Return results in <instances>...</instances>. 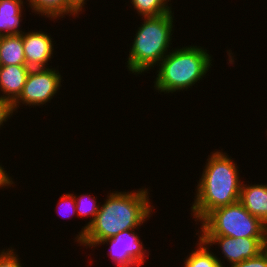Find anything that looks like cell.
Wrapping results in <instances>:
<instances>
[{"label": "cell", "mask_w": 267, "mask_h": 267, "mask_svg": "<svg viewBox=\"0 0 267 267\" xmlns=\"http://www.w3.org/2000/svg\"><path fill=\"white\" fill-rule=\"evenodd\" d=\"M148 188H140L131 192H110L93 223L86 229L79 242L85 247H96L105 239L130 229H139L153 213Z\"/></svg>", "instance_id": "cell-1"}, {"label": "cell", "mask_w": 267, "mask_h": 267, "mask_svg": "<svg viewBox=\"0 0 267 267\" xmlns=\"http://www.w3.org/2000/svg\"><path fill=\"white\" fill-rule=\"evenodd\" d=\"M228 154L214 151L207 159L197 184L191 215L200 222L212 210L237 203L242 181L237 164Z\"/></svg>", "instance_id": "cell-2"}, {"label": "cell", "mask_w": 267, "mask_h": 267, "mask_svg": "<svg viewBox=\"0 0 267 267\" xmlns=\"http://www.w3.org/2000/svg\"><path fill=\"white\" fill-rule=\"evenodd\" d=\"M169 51L157 68L154 89L158 93L187 90L203 79L212 66V56L201 46L189 45Z\"/></svg>", "instance_id": "cell-3"}, {"label": "cell", "mask_w": 267, "mask_h": 267, "mask_svg": "<svg viewBox=\"0 0 267 267\" xmlns=\"http://www.w3.org/2000/svg\"><path fill=\"white\" fill-rule=\"evenodd\" d=\"M174 12L155 17H144V22L135 34L134 41L127 58V69L136 74L144 73L169 53L171 45Z\"/></svg>", "instance_id": "cell-4"}, {"label": "cell", "mask_w": 267, "mask_h": 267, "mask_svg": "<svg viewBox=\"0 0 267 267\" xmlns=\"http://www.w3.org/2000/svg\"><path fill=\"white\" fill-rule=\"evenodd\" d=\"M200 224V233H196L198 236L267 238V226L251 215L239 201L212 210Z\"/></svg>", "instance_id": "cell-5"}, {"label": "cell", "mask_w": 267, "mask_h": 267, "mask_svg": "<svg viewBox=\"0 0 267 267\" xmlns=\"http://www.w3.org/2000/svg\"><path fill=\"white\" fill-rule=\"evenodd\" d=\"M62 77L58 69H50L48 66L31 69L21 95L13 103L14 111L22 104L40 106L49 102L61 88Z\"/></svg>", "instance_id": "cell-6"}, {"label": "cell", "mask_w": 267, "mask_h": 267, "mask_svg": "<svg viewBox=\"0 0 267 267\" xmlns=\"http://www.w3.org/2000/svg\"><path fill=\"white\" fill-rule=\"evenodd\" d=\"M134 230L122 231L112 238L100 241L96 247L106 243L108 245L109 242L108 255L118 267H140L145 263L148 252L144 249L140 236Z\"/></svg>", "instance_id": "cell-7"}, {"label": "cell", "mask_w": 267, "mask_h": 267, "mask_svg": "<svg viewBox=\"0 0 267 267\" xmlns=\"http://www.w3.org/2000/svg\"><path fill=\"white\" fill-rule=\"evenodd\" d=\"M209 247L218 244L223 257L232 265L256 257L267 247V238H232L229 236H198Z\"/></svg>", "instance_id": "cell-8"}, {"label": "cell", "mask_w": 267, "mask_h": 267, "mask_svg": "<svg viewBox=\"0 0 267 267\" xmlns=\"http://www.w3.org/2000/svg\"><path fill=\"white\" fill-rule=\"evenodd\" d=\"M26 65L33 68H46L53 56L52 38L42 31L22 32Z\"/></svg>", "instance_id": "cell-9"}, {"label": "cell", "mask_w": 267, "mask_h": 267, "mask_svg": "<svg viewBox=\"0 0 267 267\" xmlns=\"http://www.w3.org/2000/svg\"><path fill=\"white\" fill-rule=\"evenodd\" d=\"M30 70L27 65L0 66V90L3 92L0 97L14 103L23 91Z\"/></svg>", "instance_id": "cell-10"}, {"label": "cell", "mask_w": 267, "mask_h": 267, "mask_svg": "<svg viewBox=\"0 0 267 267\" xmlns=\"http://www.w3.org/2000/svg\"><path fill=\"white\" fill-rule=\"evenodd\" d=\"M241 185L239 202L267 226V184Z\"/></svg>", "instance_id": "cell-11"}, {"label": "cell", "mask_w": 267, "mask_h": 267, "mask_svg": "<svg viewBox=\"0 0 267 267\" xmlns=\"http://www.w3.org/2000/svg\"><path fill=\"white\" fill-rule=\"evenodd\" d=\"M23 0H0V37L21 34Z\"/></svg>", "instance_id": "cell-12"}, {"label": "cell", "mask_w": 267, "mask_h": 267, "mask_svg": "<svg viewBox=\"0 0 267 267\" xmlns=\"http://www.w3.org/2000/svg\"><path fill=\"white\" fill-rule=\"evenodd\" d=\"M26 65L22 33L0 37V66Z\"/></svg>", "instance_id": "cell-13"}, {"label": "cell", "mask_w": 267, "mask_h": 267, "mask_svg": "<svg viewBox=\"0 0 267 267\" xmlns=\"http://www.w3.org/2000/svg\"><path fill=\"white\" fill-rule=\"evenodd\" d=\"M35 14L48 17L50 19L63 18L65 15L73 17L79 13L68 3L67 0H26Z\"/></svg>", "instance_id": "cell-14"}, {"label": "cell", "mask_w": 267, "mask_h": 267, "mask_svg": "<svg viewBox=\"0 0 267 267\" xmlns=\"http://www.w3.org/2000/svg\"><path fill=\"white\" fill-rule=\"evenodd\" d=\"M198 247L192 250L189 256L184 260V266L182 267H225L221 262V258L209 249V246L198 238Z\"/></svg>", "instance_id": "cell-15"}, {"label": "cell", "mask_w": 267, "mask_h": 267, "mask_svg": "<svg viewBox=\"0 0 267 267\" xmlns=\"http://www.w3.org/2000/svg\"><path fill=\"white\" fill-rule=\"evenodd\" d=\"M96 197H92L90 196V194H83V195H74V199L76 202V212H77V216L79 217H83V216H88V217H92V219L86 224V226H84L80 232H78L79 234H77V237H75V241H77L78 243L81 241V239L83 238V236L85 235L86 229L93 223L99 208H100V204L97 205V201L95 199Z\"/></svg>", "instance_id": "cell-16"}, {"label": "cell", "mask_w": 267, "mask_h": 267, "mask_svg": "<svg viewBox=\"0 0 267 267\" xmlns=\"http://www.w3.org/2000/svg\"><path fill=\"white\" fill-rule=\"evenodd\" d=\"M171 0H130L140 16L155 17L172 12L168 2Z\"/></svg>", "instance_id": "cell-17"}, {"label": "cell", "mask_w": 267, "mask_h": 267, "mask_svg": "<svg viewBox=\"0 0 267 267\" xmlns=\"http://www.w3.org/2000/svg\"><path fill=\"white\" fill-rule=\"evenodd\" d=\"M58 204H59L58 205L59 206L58 209L60 208L59 209V213H60V215L62 217H65V218L66 217H70V216H73V215H75L77 213L76 212V202H75V199H74V194L68 193V194H65V195H61ZM61 208H63V209H61ZM64 208H66V211H65ZM60 210H64L65 212L62 213V212H60ZM68 210H69V212H68Z\"/></svg>", "instance_id": "cell-18"}, {"label": "cell", "mask_w": 267, "mask_h": 267, "mask_svg": "<svg viewBox=\"0 0 267 267\" xmlns=\"http://www.w3.org/2000/svg\"><path fill=\"white\" fill-rule=\"evenodd\" d=\"M18 256L12 247L3 249L0 252V267H23Z\"/></svg>", "instance_id": "cell-19"}, {"label": "cell", "mask_w": 267, "mask_h": 267, "mask_svg": "<svg viewBox=\"0 0 267 267\" xmlns=\"http://www.w3.org/2000/svg\"><path fill=\"white\" fill-rule=\"evenodd\" d=\"M231 267H267V247L256 257L236 263Z\"/></svg>", "instance_id": "cell-20"}, {"label": "cell", "mask_w": 267, "mask_h": 267, "mask_svg": "<svg viewBox=\"0 0 267 267\" xmlns=\"http://www.w3.org/2000/svg\"><path fill=\"white\" fill-rule=\"evenodd\" d=\"M13 103L0 97V128L14 114Z\"/></svg>", "instance_id": "cell-21"}, {"label": "cell", "mask_w": 267, "mask_h": 267, "mask_svg": "<svg viewBox=\"0 0 267 267\" xmlns=\"http://www.w3.org/2000/svg\"><path fill=\"white\" fill-rule=\"evenodd\" d=\"M6 172L7 171L0 164V188L11 187V185L14 184L12 181L13 178H11Z\"/></svg>", "instance_id": "cell-22"}, {"label": "cell", "mask_w": 267, "mask_h": 267, "mask_svg": "<svg viewBox=\"0 0 267 267\" xmlns=\"http://www.w3.org/2000/svg\"><path fill=\"white\" fill-rule=\"evenodd\" d=\"M68 3L80 14L84 5L86 4V0H67Z\"/></svg>", "instance_id": "cell-23"}]
</instances>
